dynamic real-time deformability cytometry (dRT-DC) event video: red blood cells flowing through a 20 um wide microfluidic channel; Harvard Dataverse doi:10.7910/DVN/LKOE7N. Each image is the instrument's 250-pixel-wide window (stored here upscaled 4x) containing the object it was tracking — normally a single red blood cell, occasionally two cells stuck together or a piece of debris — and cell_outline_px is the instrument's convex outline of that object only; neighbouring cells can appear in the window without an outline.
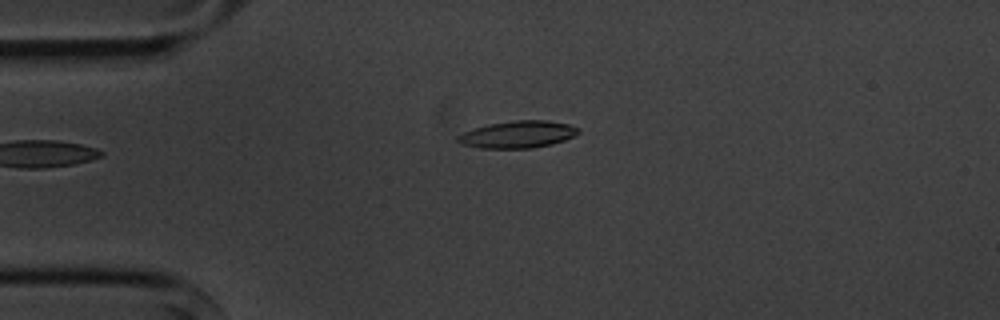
{"species": "common noctule bat (a hibernating species)", "species_latin": "Nyctalus noctula", "temperature_condition": "cold", "stored_images_in_passage": 4, "camera_frame_rate_fps": 3000, "um_per_image_px": 0.085, "animal": {"sex": "male", "body_mass_g": 20.1, "forearm_length_mm": 53.5}, "frame": {"image": 1, "passage_image": 4, "time_ms": 3.667, "image_size_px": [1000, 320], "cell_outline_px": [[580, 132], [564, 140], [552, 144], [532, 148], [480, 148], [460, 144], [456, 140], [456, 136], [464, 132], [488, 124], [512, 120], [544, 120], [568, 124], [580, 128]], "centroid_in_image_um": [43.99, 11.42], "position_along_channel_um": 41.0, "area_um2": 19.02}}